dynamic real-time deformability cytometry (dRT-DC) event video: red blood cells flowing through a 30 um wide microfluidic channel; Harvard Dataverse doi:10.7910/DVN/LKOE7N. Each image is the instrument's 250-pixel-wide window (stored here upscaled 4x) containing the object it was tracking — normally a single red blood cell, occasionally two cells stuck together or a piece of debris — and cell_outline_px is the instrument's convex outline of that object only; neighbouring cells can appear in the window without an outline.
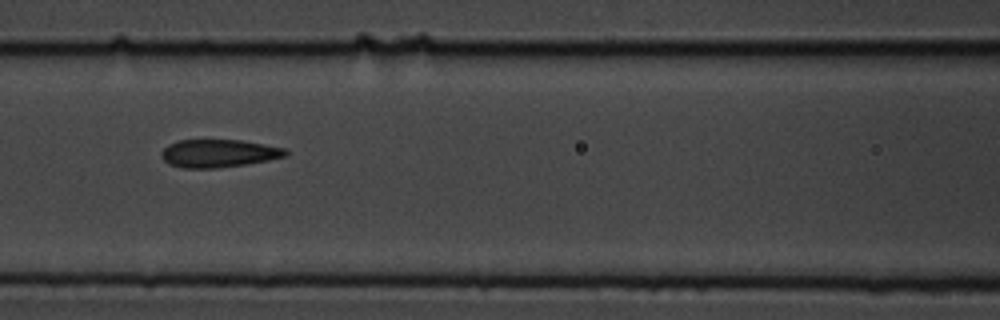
{"species": "common noctule bat (a hibernating species)", "species_latin": "Nyctalus noctula", "temperature_condition": "cold", "stored_images_in_passage": 9, "camera_frame_rate_fps": 3000, "um_per_image_px": 0.085, "animal": {"sex": "male", "body_mass_g": 19.5, "forearm_length_mm": 54.6}, "frame": {"image": 1, "passage_image": 8, "time_ms": 2.333, "image_size_px": [1000, 320], "cell_outline_px": [[288, 152], [284, 156], [268, 160], [244, 164], [216, 168], [184, 168], [168, 164], [160, 156], [160, 152], [168, 144], [180, 140], [244, 140], [284, 148]], "centroid_in_image_um": [18.53, 13.03], "position_along_channel_um": 148.1, "area_um2": 20.11}}
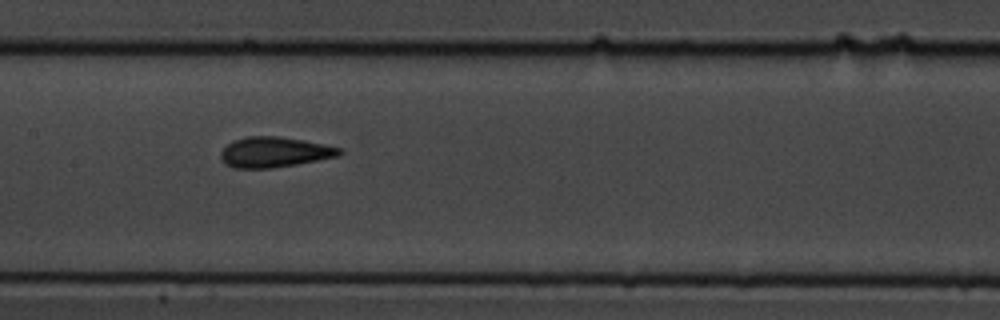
{"frame": {"image": 2, "passage_image": 9, "time_ms": 2.667, "image_size_px": [1000, 320], "cell_outline_px": [[344, 152], [336, 156], [296, 164], [272, 168], [236, 168], [224, 164], [220, 156], [220, 152], [232, 140], [244, 136], [280, 136], [324, 144], [340, 148]], "centroid_in_image_um": [23.27, 12.92], "position_along_channel_um": 184.1, "area_um2": 20.92}}